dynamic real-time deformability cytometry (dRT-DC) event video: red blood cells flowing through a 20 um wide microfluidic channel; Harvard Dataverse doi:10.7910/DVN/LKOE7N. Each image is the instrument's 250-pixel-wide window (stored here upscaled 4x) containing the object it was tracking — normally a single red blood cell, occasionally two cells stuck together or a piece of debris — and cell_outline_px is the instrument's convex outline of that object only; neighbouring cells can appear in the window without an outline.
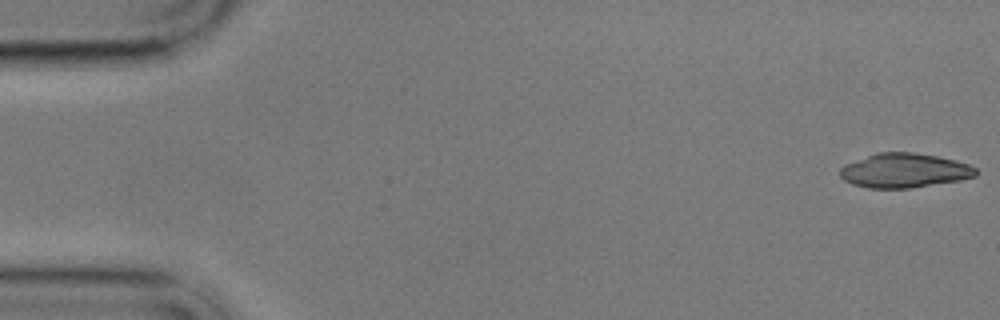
{"species": "common noctule bat (a hibernating species)", "species_latin": "Nyctalus noctula", "temperature_condition": "cold", "stored_images_in_passage": 5, "camera_frame_rate_fps": 3000, "um_per_image_px": 0.085, "animal": {"sex": "male", "body_mass_g": 17.9}, "frame": {"image": 1, "passage_image": 1, "time_ms": 0.0, "image_size_px": [1000, 320], "cell_outline_px": [[976, 176], [960, 180], [908, 188], [868, 188], [852, 184], [844, 180], [840, 176], [840, 168], [844, 164], [876, 152], [912, 152], [936, 156], [956, 160], [968, 164], [976, 168]], "centroid_in_image_um": [76.84, 14.49], "position_along_channel_um": 8.2, "area_um2": 27.17}}